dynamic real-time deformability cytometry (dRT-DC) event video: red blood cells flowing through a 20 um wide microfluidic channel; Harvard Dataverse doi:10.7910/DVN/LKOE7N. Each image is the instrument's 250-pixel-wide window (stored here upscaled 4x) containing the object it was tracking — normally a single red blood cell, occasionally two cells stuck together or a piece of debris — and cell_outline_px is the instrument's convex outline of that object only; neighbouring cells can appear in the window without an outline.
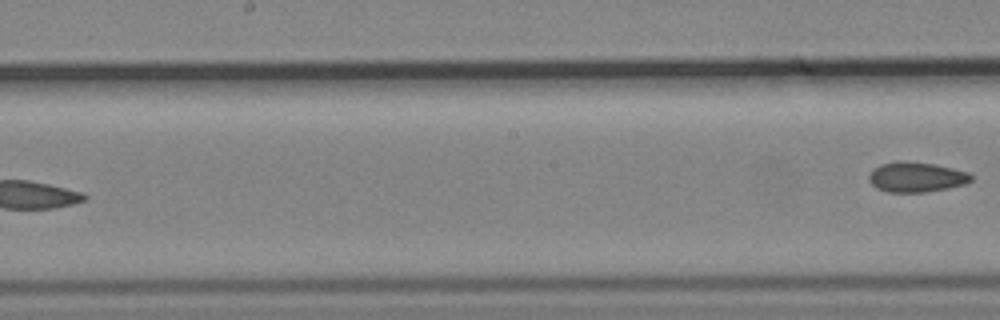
{"species": "common noctule bat (a hibernating species)", "species_latin": "Nyctalus noctula", "temperature_condition": "cold", "stored_images_in_passage": 9, "segment_of_instrument_passage": [2, 2], "camera_frame_rate_fps": 3000, "um_per_image_px": 0.085, "animal": {"sex": "male", "body_mass_g": 19.2, "forearm_length_mm": 51.8}, "frame": {"image": 1, "passage_image": 9, "time_ms": 2.667, "image_size_px": [1000, 320], "cell_outline_px": [[972, 180], [964, 184], [948, 188], [924, 192], [888, 192], [876, 188], [868, 180], [868, 176], [872, 168], [880, 164], [896, 160], [904, 160], [936, 164], [968, 172], [972, 176]], "centroid_in_image_um": [77.84, 15.03], "position_along_channel_um": 170.4, "area_um2": 18.15}}